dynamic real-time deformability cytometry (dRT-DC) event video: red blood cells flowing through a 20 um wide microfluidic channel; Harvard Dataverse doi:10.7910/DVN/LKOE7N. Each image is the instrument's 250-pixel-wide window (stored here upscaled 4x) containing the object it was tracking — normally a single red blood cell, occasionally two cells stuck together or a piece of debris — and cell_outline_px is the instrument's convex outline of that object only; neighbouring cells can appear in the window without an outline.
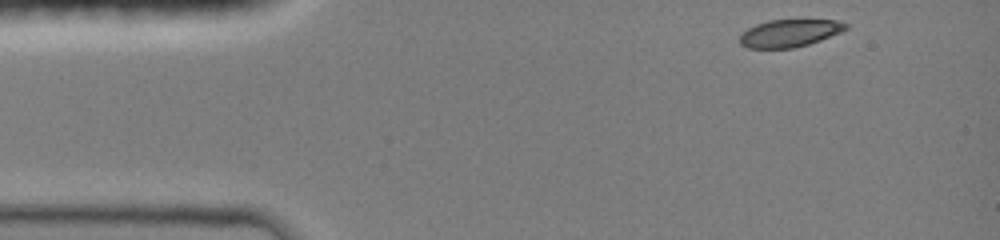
{"species": "common noctule bat (a hibernating species)", "species_latin": "Nyctalus noctula", "temperature_condition": "room temperature", "stored_images_in_passage": 18, "camera_frame_rate_fps": 3000, "um_per_image_px": 0.085, "animal": {"sex": "female", "body_mass_g": 19.0, "forearm_length_mm": 51.5}, "frame": {"image": 1, "passage_image": 1, "time_ms": 0.0, "image_size_px": [1000, 240], "cell_outline_px": [[848, 28], [840, 32], [820, 40], [808, 44], [792, 48], [748, 48], [740, 44], [740, 36], [748, 28], [756, 24], [768, 20], [836, 20], [848, 24]], "centroid_in_image_um": [67.1, 2.81], "position_along_channel_um": 17.9, "area_um2": 16.82}}
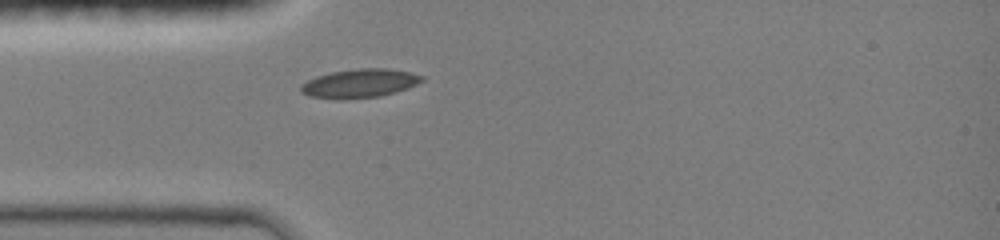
{"frame": {"image": 2, "passage_image": 15, "time_ms": 2.667, "image_size_px": [1000, 240], "cell_outline_px": [[424, 80], [416, 84], [396, 92], [380, 96], [340, 100], [308, 96], [300, 92], [300, 84], [316, 76], [332, 72], [360, 68], [388, 68], [408, 72], [424, 76]], "centroid_in_image_um": [30.53, 7.09], "position_along_channel_um": 54.5, "area_um2": 20.35}}